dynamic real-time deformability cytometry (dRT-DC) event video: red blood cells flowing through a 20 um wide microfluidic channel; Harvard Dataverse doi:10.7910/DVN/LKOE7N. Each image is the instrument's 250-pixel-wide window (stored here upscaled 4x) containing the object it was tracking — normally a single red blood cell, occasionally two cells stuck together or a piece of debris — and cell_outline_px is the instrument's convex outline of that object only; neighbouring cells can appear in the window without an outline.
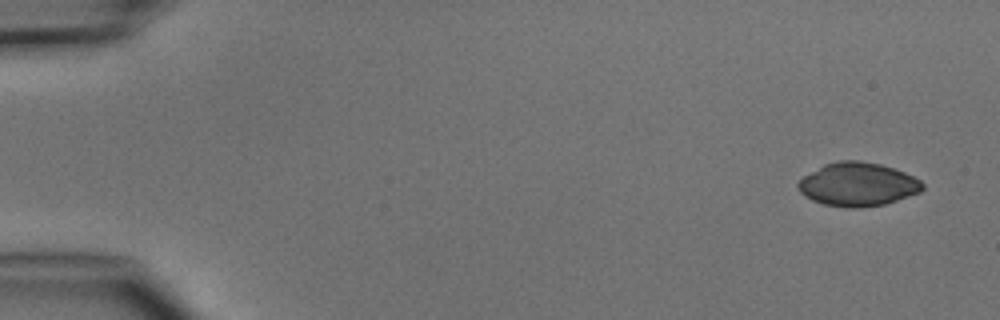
{"species": "common noctule bat (a hibernating species)", "species_latin": "Nyctalus noctula", "temperature_condition": "cold", "stored_images_in_passage": 5, "camera_frame_rate_fps": 3000, "um_per_image_px": 0.085, "animal": {"sex": "male", "body_mass_g": 15.6}, "frame": {"image": 1, "passage_image": 1, "time_ms": 0.0, "image_size_px": [1000, 320], "cell_outline_px": [[924, 188], [920, 192], [884, 204], [856, 208], [848, 208], [824, 204], [812, 200], [804, 196], [796, 188], [796, 184], [804, 176], [824, 164], [836, 160], [860, 160], [880, 164], [904, 172], [920, 180], [924, 184]], "centroid_in_image_um": [72.88, 15.66], "position_along_channel_um": 12.1, "area_um2": 31.56}}